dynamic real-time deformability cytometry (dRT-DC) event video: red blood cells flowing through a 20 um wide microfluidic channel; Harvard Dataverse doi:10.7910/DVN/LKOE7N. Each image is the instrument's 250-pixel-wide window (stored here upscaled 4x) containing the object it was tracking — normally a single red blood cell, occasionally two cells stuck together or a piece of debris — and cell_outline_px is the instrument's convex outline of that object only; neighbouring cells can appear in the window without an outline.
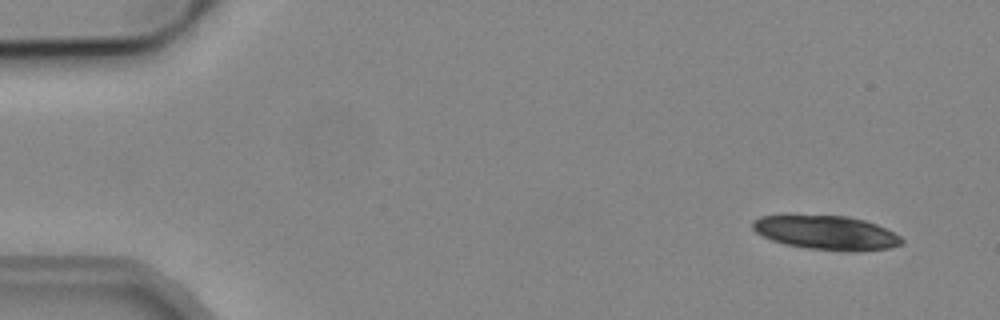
{"species": "common noctule bat (a hibernating species)", "species_latin": "Nyctalus noctula", "temperature_condition": "cold", "stored_images_in_passage": 20, "camera_frame_rate_fps": 3000, "um_per_image_px": 0.085, "animal": {"sex": "male", "body_mass_g": 19.2, "forearm_length_mm": 51.8}, "frame": {"image": 1, "passage_image": 2, "time_ms": 0.333, "image_size_px": [1000, 320], "cell_outline_px": [[904, 244], [888, 248], [856, 252], [844, 252], [808, 248], [784, 244], [772, 240], [756, 232], [752, 228], [752, 220], [760, 216], [784, 212], [788, 212], [848, 216], [864, 220], [876, 224], [900, 236], [904, 240]], "centroid_in_image_um": [70.16, 19.73], "position_along_channel_um": 14.8, "area_um2": 30.87}}